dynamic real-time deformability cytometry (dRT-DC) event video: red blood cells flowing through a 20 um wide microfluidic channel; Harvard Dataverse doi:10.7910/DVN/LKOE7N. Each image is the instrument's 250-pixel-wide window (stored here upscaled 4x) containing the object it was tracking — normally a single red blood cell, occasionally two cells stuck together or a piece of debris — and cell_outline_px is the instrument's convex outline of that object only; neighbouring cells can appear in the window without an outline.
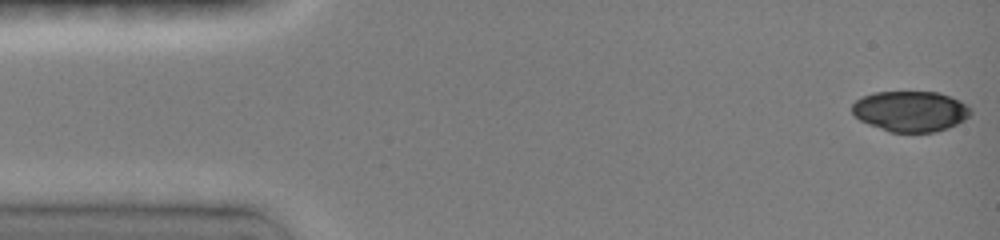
{"species": "common noctule bat (a hibernating species)", "species_latin": "Nyctalus noctula", "temperature_condition": "room temperature", "stored_images_in_passage": 47, "camera_frame_rate_fps": 3000, "um_per_image_px": 0.085, "animal": {"sex": "female", "body_mass_g": 19.0, "forearm_length_mm": 51.5}, "frame": {"image": 1, "passage_image": 1, "time_ms": 0.0, "image_size_px": [1000, 240], "cell_outline_px": [[972, 112], [964, 120], [948, 128], [936, 132], [888, 132], [868, 124], [860, 120], [852, 112], [852, 104], [860, 96], [872, 92], [940, 92], [960, 100], [972, 108]], "centroid_in_image_um": [77.39, 9.45], "position_along_channel_um": 7.6, "area_um2": 28.32}}
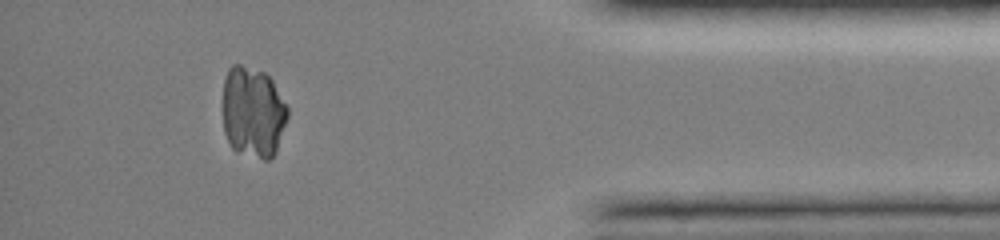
{"frame": {"image": 2, "passage_image": 42, "time_ms": 13.667, "image_size_px": [1000, 240], "cell_outline_px": [[288, 116], [276, 152], [268, 160], [264, 160], [236, 152], [232, 148], [224, 132], [224, 80], [228, 68], [232, 64], [240, 64], [264, 72], [272, 80], [288, 108]], "centroid_in_image_um": [21.5, 9.54], "position_along_channel_um": 413.7, "area_um2": 34.45}}